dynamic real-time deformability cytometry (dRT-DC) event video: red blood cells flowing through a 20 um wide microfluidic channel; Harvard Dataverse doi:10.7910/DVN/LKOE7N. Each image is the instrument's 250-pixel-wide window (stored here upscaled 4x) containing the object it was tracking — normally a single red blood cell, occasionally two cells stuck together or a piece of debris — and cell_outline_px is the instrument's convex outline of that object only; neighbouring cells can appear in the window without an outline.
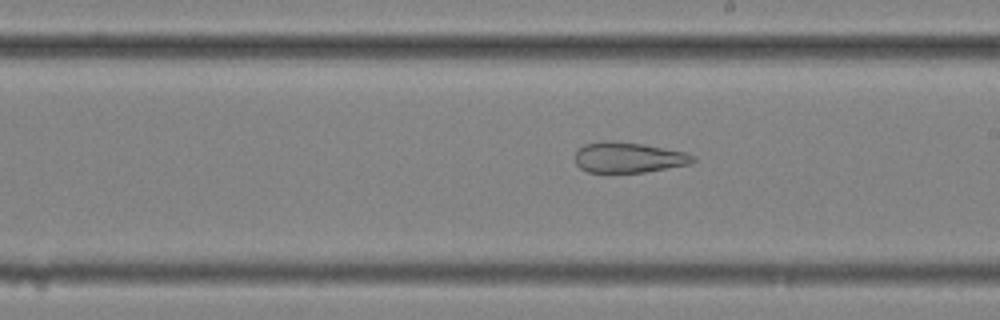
{"species": "common noctule bat (a hibernating species)", "species_latin": "Nyctalus noctula", "temperature_condition": "cold", "stored_images_in_passage": 46, "camera_frame_rate_fps": 3000, "um_per_image_px": 0.085, "animal": {"sex": "female", "body_mass_g": 25.1}, "frame": {"image": 1, "passage_image": 33, "time_ms": 10.667, "image_size_px": [1000, 320], "cell_outline_px": [[696, 160], [688, 164], [644, 172], [588, 172], [580, 168], [576, 164], [576, 152], [584, 144], [604, 140], [608, 140], [644, 144], [684, 152], [696, 156]], "centroid_in_image_um": [53.4, 13.37], "position_along_channel_um": 235.6, "area_um2": 20.81}}